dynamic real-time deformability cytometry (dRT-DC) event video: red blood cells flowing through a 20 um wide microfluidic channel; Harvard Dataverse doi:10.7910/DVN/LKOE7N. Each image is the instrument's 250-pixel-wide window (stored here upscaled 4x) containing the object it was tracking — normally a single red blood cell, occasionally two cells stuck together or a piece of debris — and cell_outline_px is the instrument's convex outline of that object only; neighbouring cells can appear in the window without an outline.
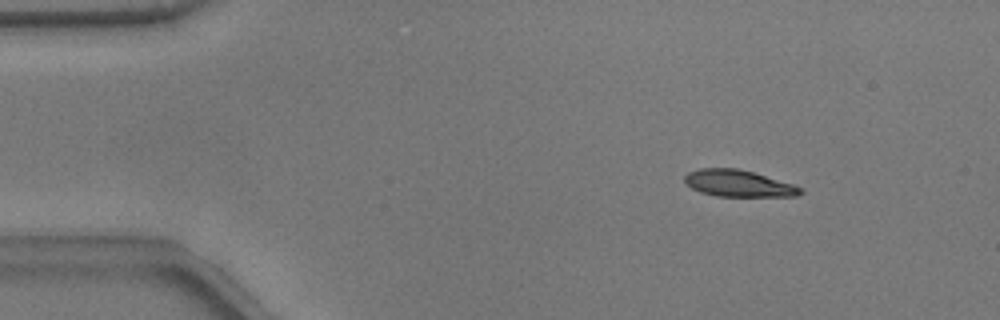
{"species": "common noctule bat (a hibernating species)", "species_latin": "Nyctalus noctula", "temperature_condition": "warm", "stored_images_in_passage": 53, "camera_frame_rate_fps": 3000, "um_per_image_px": 0.085, "animal": {"sex": "male", "body_mass_g": 17.9}, "frame": {"image": 1, "passage_image": 7, "time_ms": 2.0, "image_size_px": [1000, 320], "cell_outline_px": [[804, 192], [796, 196], [716, 196], [700, 192], [684, 184], [684, 176], [688, 172], [700, 168], [736, 168], [752, 172], [792, 184], [804, 188]], "centroid_in_image_um": [62.73, 15.59], "position_along_channel_um": 22.3, "area_um2": 17.98}}
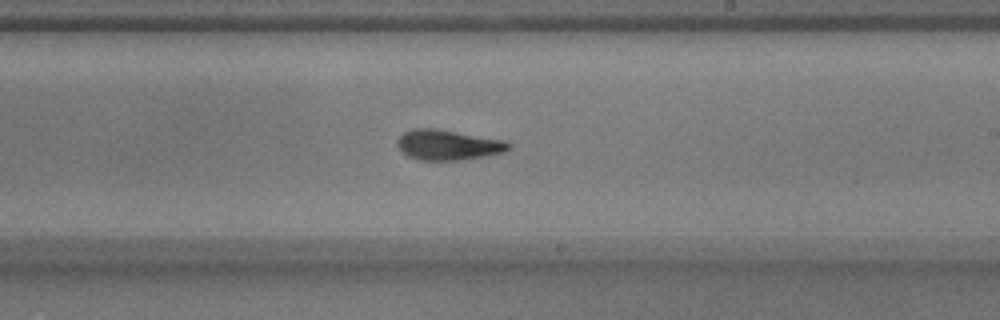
{"frame": {"image": 2, "passage_image": 31, "time_ms": 10.0, "image_size_px": [1000, 320], "cell_outline_px": [[512, 148], [504, 152], [488, 156], [460, 160], [420, 160], [408, 156], [396, 144], [396, 140], [404, 132], [412, 128], [436, 128], [504, 140], [512, 144]], "centroid_in_image_um": [38.11, 12.31], "position_along_channel_um": 250.9, "area_um2": 19.77}}
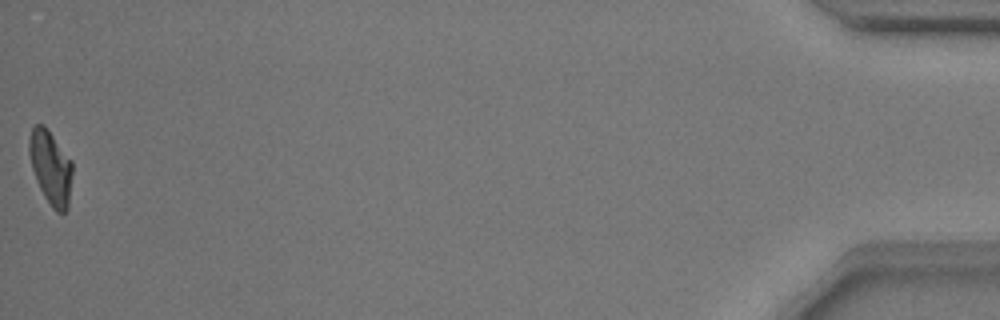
{"frame": {"image": 3, "passage_image": 53, "time_ms": 17.333, "image_size_px": [1000, 320], "cell_outline_px": [[72, 172], [68, 208], [64, 212], [56, 212], [52, 208], [44, 196], [36, 180], [32, 168], [28, 152], [28, 140], [32, 128], [36, 124], [44, 124], [72, 160]], "centroid_in_image_um": [4.3, 14.22], "position_along_channel_um": 430.9, "area_um2": 18.67}, "authors_computed_cell_mechanics": {"area_um2": 19.074, "velocity_mm_per_s": 3.7912, "shape_relaxation_time_tau1_ms": 4.9624, "shape_relaxation_time_tau2_ms": 3.3296, "deformation_change_tau1": 0.2106, "deformation_change_tau2": 0.0741}}